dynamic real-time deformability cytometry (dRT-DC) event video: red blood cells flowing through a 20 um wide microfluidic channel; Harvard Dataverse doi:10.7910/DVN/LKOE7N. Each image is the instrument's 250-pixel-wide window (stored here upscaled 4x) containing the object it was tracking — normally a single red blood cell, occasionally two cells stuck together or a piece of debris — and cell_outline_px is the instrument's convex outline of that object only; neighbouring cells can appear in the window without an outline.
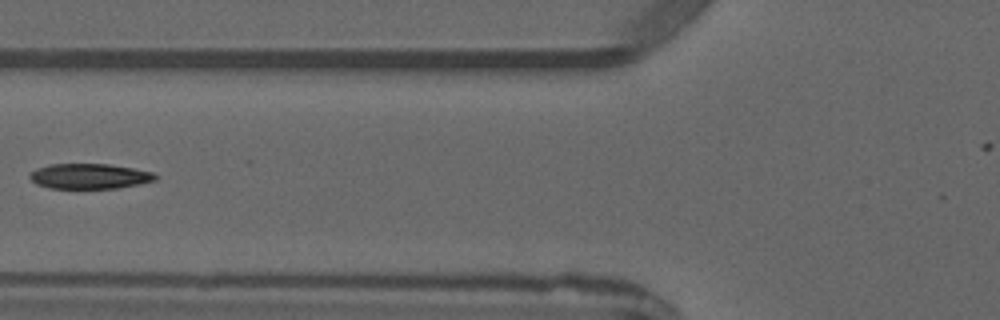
{"species": "common noctule bat (a hibernating species)", "species_latin": "Nyctalus noctula", "temperature_condition": "warm", "stored_images_in_passage": 5, "camera_frame_rate_fps": 3000, "um_per_image_px": 0.085, "animal": {"sex": "male", "forearm_length_mm": 52.5}, "frame": {"image": 1, "passage_image": 5, "time_ms": 4.667, "image_size_px": [1000, 320], "cell_outline_px": [[160, 176], [156, 180], [140, 184], [116, 188], [48, 188], [36, 184], [28, 176], [28, 172], [36, 168], [48, 164], [108, 164], [132, 168], [152, 172]], "centroid_in_image_um": [7.58, 14.97], "position_along_channel_um": 118.2, "area_um2": 18.61}}